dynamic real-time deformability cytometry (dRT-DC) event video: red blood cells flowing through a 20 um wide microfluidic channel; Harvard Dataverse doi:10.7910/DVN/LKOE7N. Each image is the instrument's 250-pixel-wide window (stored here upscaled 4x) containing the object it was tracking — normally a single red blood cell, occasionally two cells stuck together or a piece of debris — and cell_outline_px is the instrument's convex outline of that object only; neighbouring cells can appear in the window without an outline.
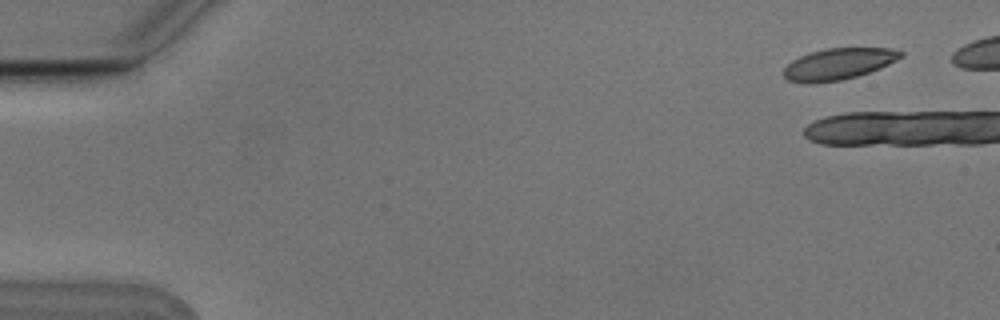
{"species": "Egyptian fruit bat (a non-hibernating species)", "species_latin": "Rousettus aegyptiacus", "temperature_condition": "cold", "stored_images_in_passage": 10, "camera_frame_rate_fps": 3000, "um_per_image_px": 0.085, "animal": {"sex": "male"}, "frame": {"image": 1, "passage_image": 1, "time_ms": 0.0, "image_size_px": [1000, 320], "cell_outline_px": [[904, 56], [880, 68], [856, 76], [840, 80], [812, 84], [804, 84], [788, 80], [784, 76], [784, 68], [792, 60], [800, 56], [824, 48], [888, 48], [904, 52]], "centroid_in_image_um": [71.25, 5.44], "position_along_channel_um": 13.8, "area_um2": 21.39}}